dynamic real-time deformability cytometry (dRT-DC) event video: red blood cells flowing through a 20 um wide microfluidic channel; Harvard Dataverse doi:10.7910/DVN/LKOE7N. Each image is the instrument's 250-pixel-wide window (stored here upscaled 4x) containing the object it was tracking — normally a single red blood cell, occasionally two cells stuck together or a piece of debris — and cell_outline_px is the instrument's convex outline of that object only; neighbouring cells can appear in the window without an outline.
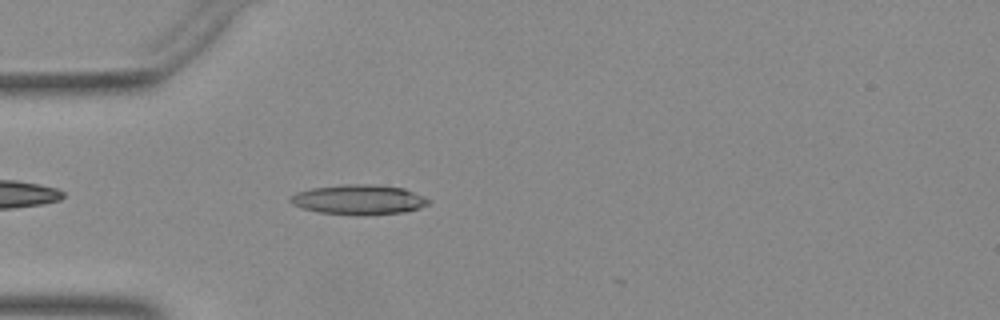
{"species": "Egyptian fruit bat (a non-hibernating species)", "species_latin": "Rousettus aegyptiacus", "temperature_condition": "warm", "stored_images_in_passage": 8, "camera_frame_rate_fps": 3000, "um_per_image_px": 0.085, "animal": {"sex": "female"}, "frame": {"image": 1, "passage_image": 1, "time_ms": 0.0, "image_size_px": [1000, 320], "cell_outline_px": [[432, 200], [428, 204], [420, 208], [404, 212], [360, 216], [356, 216], [320, 212], [304, 208], [292, 204], [288, 200], [296, 192], [312, 188], [348, 184], [364, 184], [404, 188], [424, 196]], "centroid_in_image_um": [30.52, 16.98], "position_along_channel_um": 54.5, "area_um2": 24.04}}
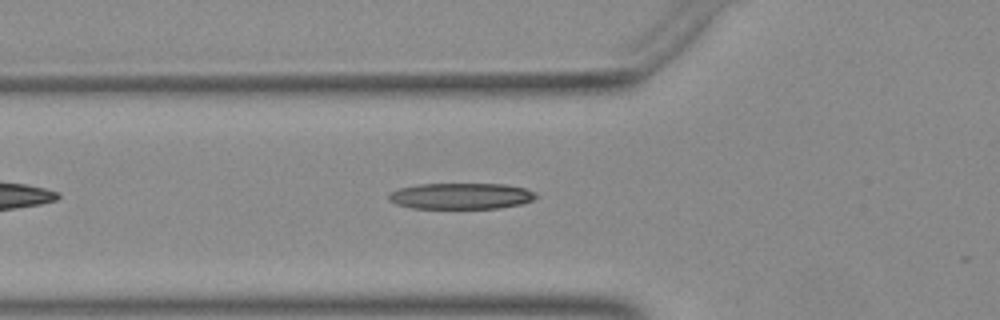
{"frame": {"image": 2, "passage_image": 4, "time_ms": 1.0, "image_size_px": [1000, 320], "cell_outline_px": [[536, 196], [532, 200], [520, 204], [496, 208], [412, 208], [396, 204], [388, 200], [388, 196], [392, 192], [400, 188], [420, 184], [504, 184], [524, 188], [532, 192]], "centroid_in_image_um": [39.14, 16.66], "position_along_channel_um": 86.7, "area_um2": 22.08}}
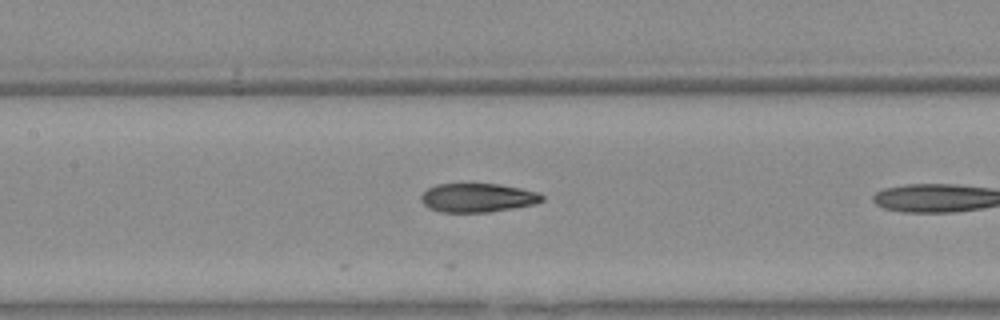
{"frame": {"image": 3, "passage_image": 7, "time_ms": 2.0, "image_size_px": [1000, 320], "cell_outline_px": [[544, 200], [536, 204], [488, 212], [440, 212], [428, 208], [420, 200], [420, 196], [428, 188], [436, 184], [500, 184], [540, 192], [544, 196]], "centroid_in_image_um": [40.61, 16.81], "position_along_channel_um": 166.8, "area_um2": 20.46}}